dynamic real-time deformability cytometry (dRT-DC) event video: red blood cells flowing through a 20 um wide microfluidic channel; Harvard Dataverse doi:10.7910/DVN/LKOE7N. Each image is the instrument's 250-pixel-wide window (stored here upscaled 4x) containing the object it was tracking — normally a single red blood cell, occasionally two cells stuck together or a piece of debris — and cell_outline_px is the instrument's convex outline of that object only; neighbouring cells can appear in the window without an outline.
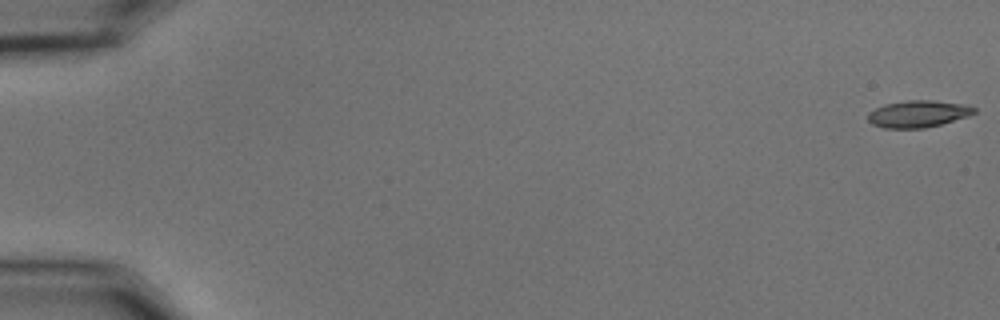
{"species": "common noctule bat (a hibernating species)", "species_latin": "Nyctalus noctula", "temperature_condition": "cold", "stored_images_in_passage": 56, "camera_frame_rate_fps": 3000, "um_per_image_px": 0.085, "animal": {"sex": "male", "body_mass_g": 15.6}, "frame": {"image": 1, "passage_image": 1, "time_ms": 0.0, "image_size_px": [1000, 320], "cell_outline_px": [[976, 112], [968, 116], [940, 124], [924, 128], [884, 128], [872, 124], [868, 120], [868, 112], [884, 104], [908, 100], [932, 100], [960, 104], [976, 108]], "centroid_in_image_um": [78.0, 9.68], "position_along_channel_um": 7.0, "area_um2": 16.47}}
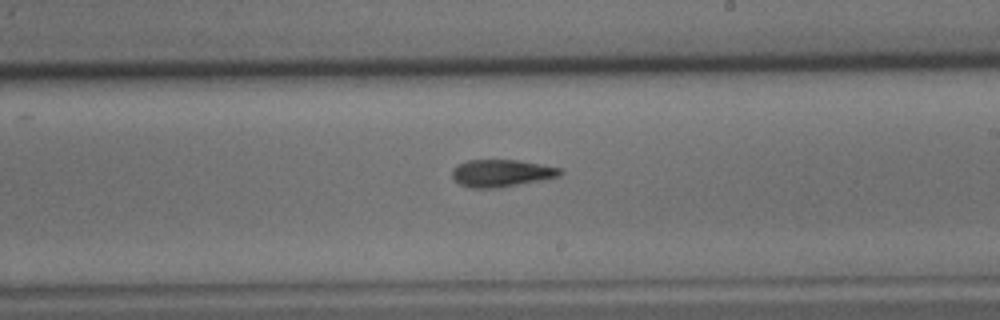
{"frame": {"image": 2, "passage_image": 34, "time_ms": 11.0, "image_size_px": [1000, 320], "cell_outline_px": [[564, 172], [560, 176], [544, 180], [500, 188], [472, 188], [460, 184], [452, 176], [452, 168], [456, 164], [468, 160], [516, 160], [540, 164], [560, 168]], "centroid_in_image_um": [42.63, 14.72], "position_along_channel_um": 246.4, "area_um2": 17.34}}
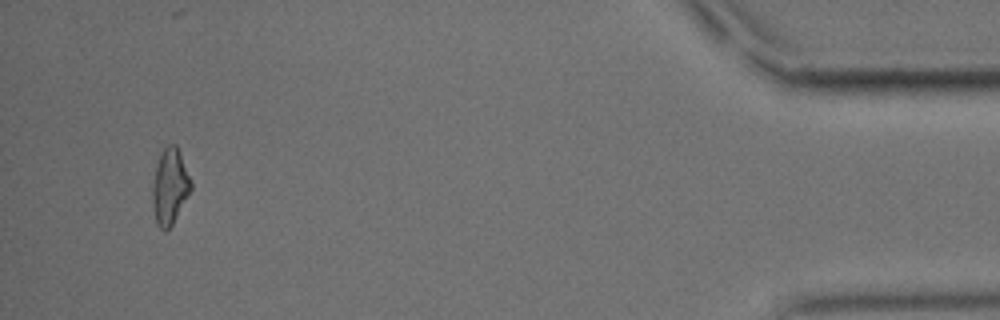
{"frame": {"image": 3, "passage_image": 54, "time_ms": 17.667, "image_size_px": [1000, 320], "cell_outline_px": [[192, 188], [188, 196], [172, 224], [164, 232], [156, 224], [152, 204], [152, 184], [156, 164], [160, 152], [168, 144], [176, 144], [180, 152], [192, 184]], "centroid_in_image_um": [14.41, 15.84], "position_along_channel_um": 420.8, "area_um2": 17.05}, "authors_computed_cell_mechanics": {"area_um2": 16.9932, "velocity_mm_per_s": 3.6341, "shape_relaxation_time_tau1_ms": 9.4944, "shape_relaxation_time_tau2_ms": null, "deformation_change_tau1": 0.2251, "deformation_change_tau2": null}}